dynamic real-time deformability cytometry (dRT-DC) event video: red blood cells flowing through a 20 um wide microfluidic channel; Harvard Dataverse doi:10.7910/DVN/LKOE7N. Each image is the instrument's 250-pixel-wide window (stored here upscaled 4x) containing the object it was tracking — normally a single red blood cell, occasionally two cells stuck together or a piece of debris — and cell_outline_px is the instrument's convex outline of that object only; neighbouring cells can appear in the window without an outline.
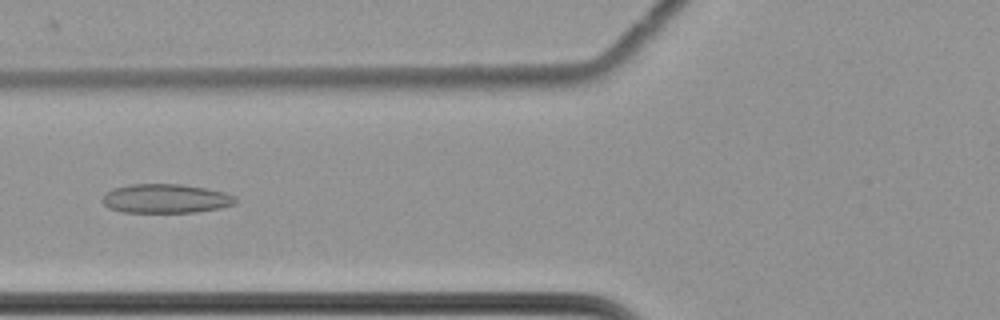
{"species": "common noctule bat (a hibernating species)", "species_latin": "Nyctalus noctula", "temperature_condition": "cold", "stored_images_in_passage": 61, "camera_frame_rate_fps": 3000, "um_per_image_px": 0.085, "animal": {"sex": "female", "body_mass_g": 22.7, "forearm_length_mm": 54.2}, "frame": {"image": 1, "passage_image": 26, "time_ms": 8.333, "image_size_px": [1000, 320], "cell_outline_px": [[236, 204], [220, 208], [196, 212], [124, 212], [108, 208], [100, 200], [104, 192], [112, 188], [128, 184], [180, 184], [208, 188], [224, 192], [236, 196]], "centroid_in_image_um": [14.06, 16.87], "position_along_channel_um": 111.7, "area_um2": 22.89}}
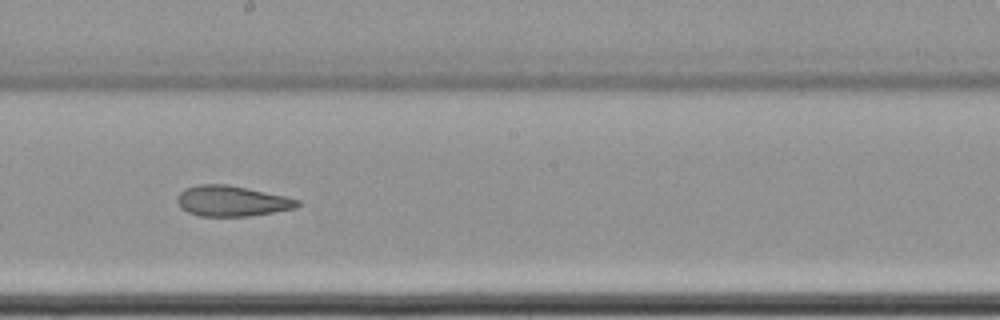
{"frame": {"image": 2, "passage_image": 36, "time_ms": 11.667, "image_size_px": [1000, 320], "cell_outline_px": [[300, 204], [296, 208], [248, 216], [200, 216], [188, 212], [180, 208], [176, 200], [176, 196], [184, 188], [200, 184], [228, 184], [248, 188], [284, 196], [300, 200]], "centroid_in_image_um": [19.66, 17.08], "position_along_channel_um": 228.5, "area_um2": 21.44}}
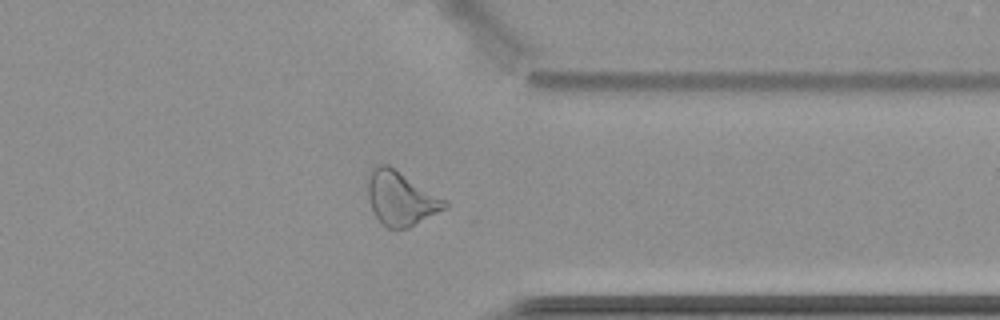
{"frame": {"image": 3, "passage_image": 49, "time_ms": 16.0, "image_size_px": [1000, 320], "cell_outline_px": [[448, 208], [408, 228], [388, 228], [372, 212], [368, 196], [368, 176], [372, 168], [376, 164], [388, 164], [448, 200]], "centroid_in_image_um": [34.1, 16.84], "position_along_channel_um": 377.3, "area_um2": 24.39}, "authors_computed_cell_mechanics": {"area_um2": 26.3568, "velocity_mm_per_s": 3.5012, "shape_relaxation_time_tau1_ms": null, "shape_relaxation_time_tau2_ms": 3.4968, "deformation_change_tau1": null, "deformation_change_tau2": 0.1169}}